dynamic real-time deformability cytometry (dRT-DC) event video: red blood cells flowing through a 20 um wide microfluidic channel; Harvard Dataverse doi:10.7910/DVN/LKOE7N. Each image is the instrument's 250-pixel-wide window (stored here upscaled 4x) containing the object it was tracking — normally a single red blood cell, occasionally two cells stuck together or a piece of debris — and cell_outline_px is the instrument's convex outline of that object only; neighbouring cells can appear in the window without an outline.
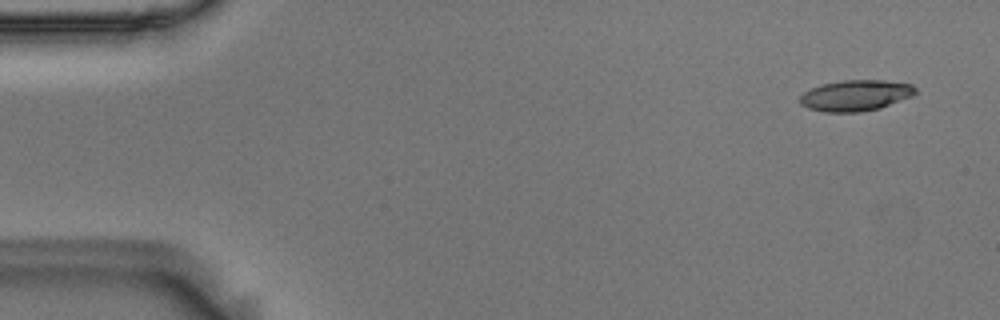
{"species": "Egyptian fruit bat (a non-hibernating species)", "species_latin": "Rousettus aegyptiacus", "temperature_condition": "room temperature", "stored_images_in_passage": 53, "camera_frame_rate_fps": 3000, "um_per_image_px": 0.085, "animal": {"sex": "male"}, "frame": {"image": 1, "passage_image": 1, "time_ms": 0.0, "image_size_px": [1000, 320], "cell_outline_px": [[916, 92], [912, 96], [880, 108], [860, 112], [824, 112], [808, 108], [800, 104], [800, 96], [804, 92], [812, 88], [824, 84], [840, 80], [884, 80], [912, 84], [916, 88]], "centroid_in_image_um": [72.73, 8.11], "position_along_channel_um": 12.3, "area_um2": 20.81}}
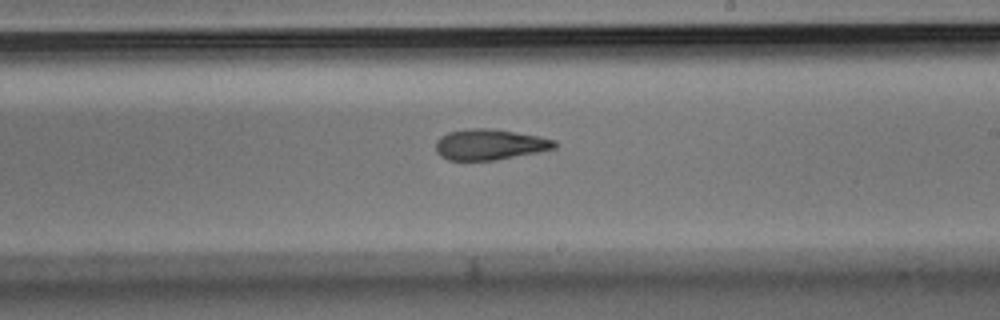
{"frame": {"image": 2, "passage_image": 30, "time_ms": 9.667, "image_size_px": [1000, 320], "cell_outline_px": [[556, 148], [496, 160], [448, 160], [440, 156], [436, 152], [436, 140], [440, 136], [448, 132], [472, 128], [488, 128], [540, 136], [556, 140]], "centroid_in_image_um": [41.6, 12.28], "position_along_channel_um": 247.4, "area_um2": 21.21}}
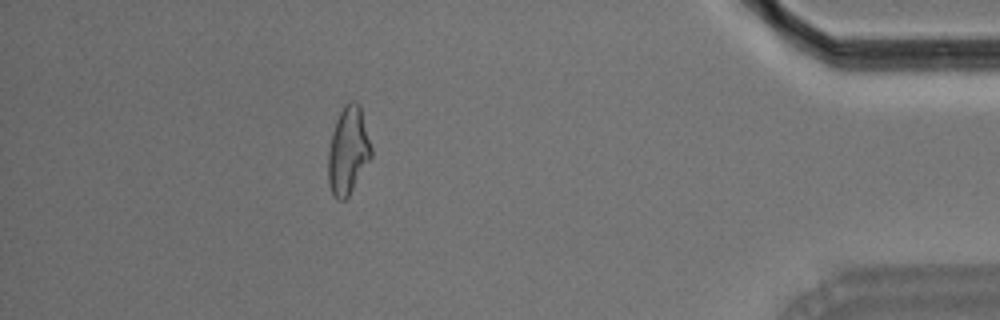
{"frame": {"image": 3, "passage_image": 47, "time_ms": 15.333, "image_size_px": [1000, 320], "cell_outline_px": [[372, 156], [348, 196], [344, 200], [336, 200], [328, 184], [328, 152], [332, 132], [336, 120], [344, 104], [348, 100], [356, 100], [360, 104], [372, 148]], "centroid_in_image_um": [29.59, 12.77], "position_along_channel_um": 405.6, "area_um2": 22.08}, "authors_computed_cell_mechanics": {"area_um2": 21.4438, "velocity_mm_per_s": 3.6351, "shape_relaxation_time_tau1_ms": 7.589, "shape_relaxation_time_tau2_ms": 5.1278, "deformation_change_tau1": 0.23, "deformation_change_tau2": 0.1568}}